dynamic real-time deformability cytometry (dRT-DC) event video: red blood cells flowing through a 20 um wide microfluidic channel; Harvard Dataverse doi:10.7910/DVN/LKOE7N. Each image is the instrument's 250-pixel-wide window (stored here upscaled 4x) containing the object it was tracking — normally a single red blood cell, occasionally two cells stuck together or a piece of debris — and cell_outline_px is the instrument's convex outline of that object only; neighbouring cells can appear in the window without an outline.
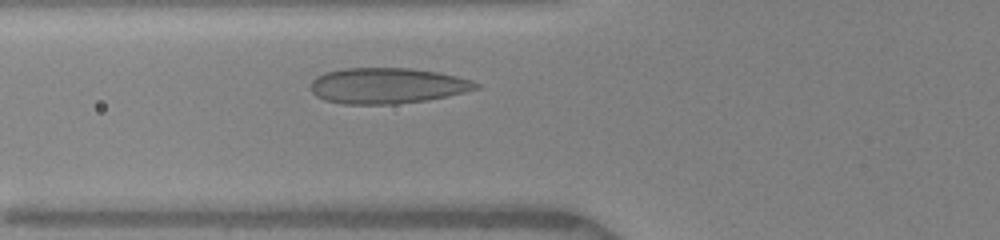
{"species": "human", "species_latin": "Homo sapiens", "temperature_condition": "warm", "stored_images_in_passage": 27, "camera_frame_rate_fps": 3000, "um_per_image_px": 0.085, "donor": {"sex": "female"}, "frame": {"image": 1, "passage_image": 6, "time_ms": 2.0, "image_size_px": [1000, 240], "cell_outline_px": [[480, 88], [448, 96], [428, 100], [396, 104], [344, 104], [324, 100], [316, 96], [312, 92], [312, 80], [316, 76], [324, 72], [344, 68], [412, 68], [440, 72], [472, 80], [480, 84]], "centroid_in_image_um": [32.93, 7.28], "position_along_channel_um": 92.9, "area_um2": 34.68}}
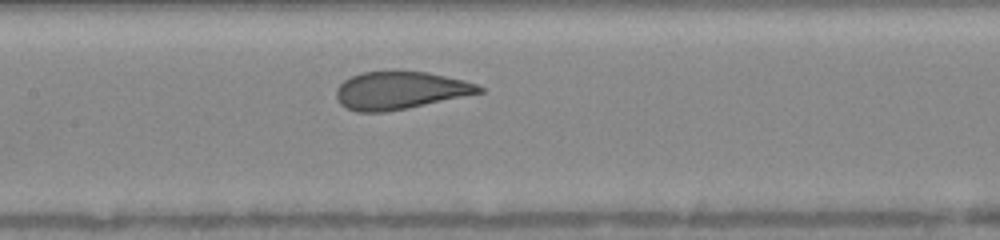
{"frame": {"image": 2, "passage_image": 11, "time_ms": 4.0, "image_size_px": [1000, 240], "cell_outline_px": [[484, 92], [408, 108], [384, 112], [356, 112], [340, 104], [336, 100], [336, 88], [344, 80], [352, 76], [364, 72], [428, 72], [464, 80], [476, 84], [484, 88]], "centroid_in_image_um": [34.0, 7.7], "position_along_channel_um": 173.4, "area_um2": 31.15}}
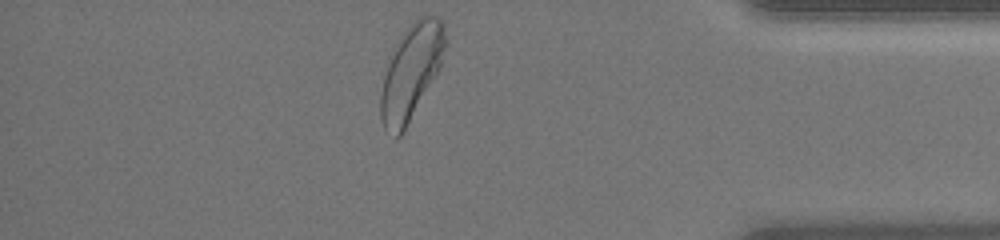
{"frame": {"image": 3, "passage_image": 27, "time_ms": 10.333, "image_size_px": [1000, 240], "cell_outline_px": [[448, 40], [440, 68], [404, 132], [396, 140], [384, 128], [380, 120], [380, 92], [384, 76], [388, 64], [400, 36], [416, 16], [436, 16], [444, 20]], "centroid_in_image_um": [34.98, 6.11], "position_along_channel_um": 400.2, "area_um2": 36.18}, "authors_computed_cell_mechanics": {"area_um2": 33.235, "velocity_mm_per_s": 3.9843, "shape_relaxation_time_tau1_ms": 3.7547, "shape_relaxation_time_tau2_ms": null, "deformation_change_tau1": 0.1417, "deformation_change_tau2": null}}